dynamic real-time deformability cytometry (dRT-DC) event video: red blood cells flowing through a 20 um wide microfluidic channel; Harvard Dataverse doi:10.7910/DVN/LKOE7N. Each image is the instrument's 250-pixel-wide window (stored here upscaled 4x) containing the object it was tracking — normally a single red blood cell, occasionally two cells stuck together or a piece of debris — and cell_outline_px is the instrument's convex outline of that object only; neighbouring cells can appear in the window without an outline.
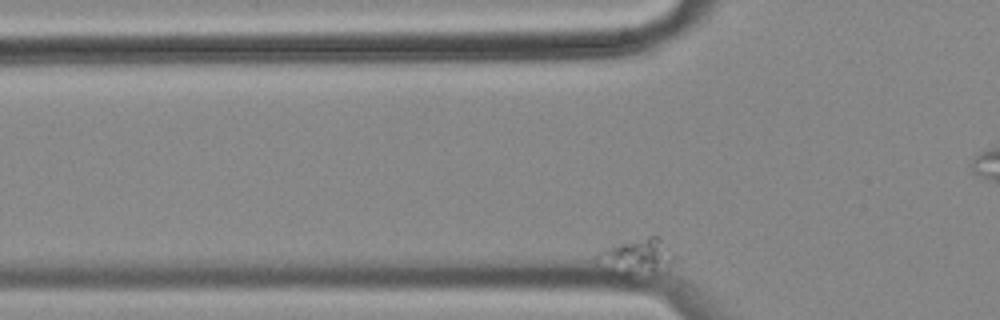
{"species": "common noctule bat (a hibernating species)", "species_latin": "Nyctalus noctula", "temperature_condition": "cold", "stored_images_in_passage": 57, "camera_frame_rate_fps": 3000, "um_per_image_px": 0.085, "animal": {"sex": "female", "body_mass_g": 18.4}, "frame": {"image": 1, "passage_image": 12, "time_ms": 3.667, "image_size_px": [1000, 320], "cell_outline_px": [[668, 272], [656, 276], [624, 276], [608, 268], [604, 252], [608, 248], [620, 244], [648, 236], [660, 236], [668, 260]], "centroid_in_image_um": [54.27, 21.9], "position_along_channel_um": 71.5, "area_um2": 14.62}}
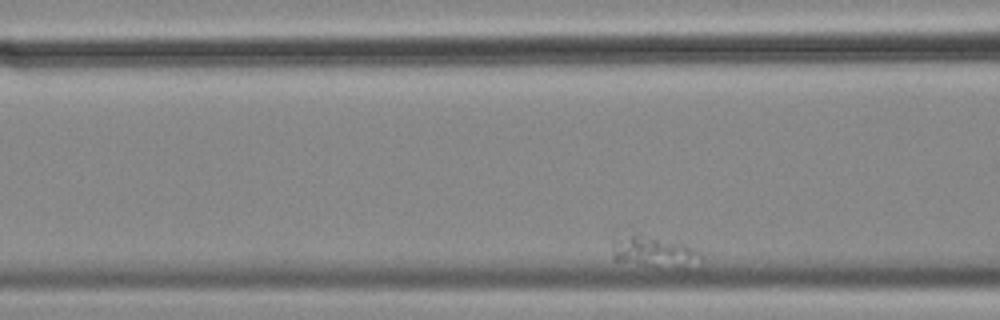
{"frame": {"image": 2, "passage_image": 18, "time_ms": 5.667, "image_size_px": [1000, 320], "cell_outline_px": [[700, 264], [688, 272], [656, 268], [616, 260], [612, 256], [612, 240], [636, 232], [640, 232], [680, 244], [692, 248], [700, 256]], "centroid_in_image_um": [55.64, 21.47], "position_along_channel_um": 111.0, "area_um2": 17.11}}
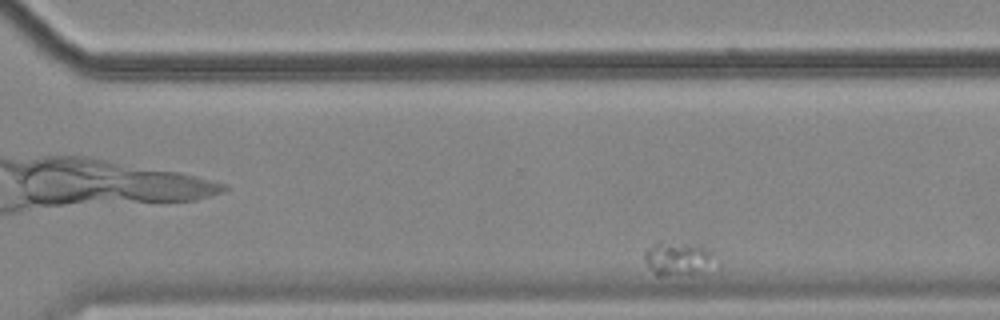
{"frame": {"image": 3, "passage_image": 47, "time_ms": 15.333, "image_size_px": [1000, 320], "cell_outline_px": [[720, 268], [700, 276], [656, 276], [648, 264], [644, 256], [644, 252], [656, 240], [660, 240], [704, 248], [712, 252], [720, 260]], "centroid_in_image_um": [57.81, 22.07], "position_along_channel_um": 312.8, "area_um2": 15.09}}